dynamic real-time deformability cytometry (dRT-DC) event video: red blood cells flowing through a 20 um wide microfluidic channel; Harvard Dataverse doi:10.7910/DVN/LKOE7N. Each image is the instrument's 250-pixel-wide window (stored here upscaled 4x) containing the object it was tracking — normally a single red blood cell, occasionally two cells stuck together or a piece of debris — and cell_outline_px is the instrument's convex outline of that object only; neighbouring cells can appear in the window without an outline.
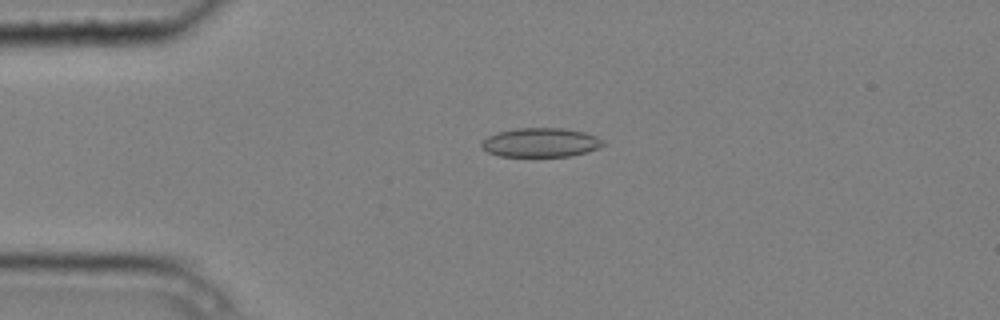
{"species": "common noctule bat (a hibernating species)", "species_latin": "Nyctalus noctula", "temperature_condition": "cold", "stored_images_in_passage": 5, "camera_frame_rate_fps": 3000, "um_per_image_px": 0.085, "animal": {"sex": "male", "body_mass_g": 20.4}, "frame": {"image": 1, "passage_image": 3, "time_ms": 0.667, "image_size_px": [1000, 320], "cell_outline_px": [[604, 144], [600, 148], [588, 152], [572, 156], [500, 156], [488, 152], [480, 144], [488, 136], [496, 132], [516, 128], [564, 128], [584, 132], [596, 136], [604, 140]], "centroid_in_image_um": [46.0, 12.11], "position_along_channel_um": 39.0, "area_um2": 20.69}}
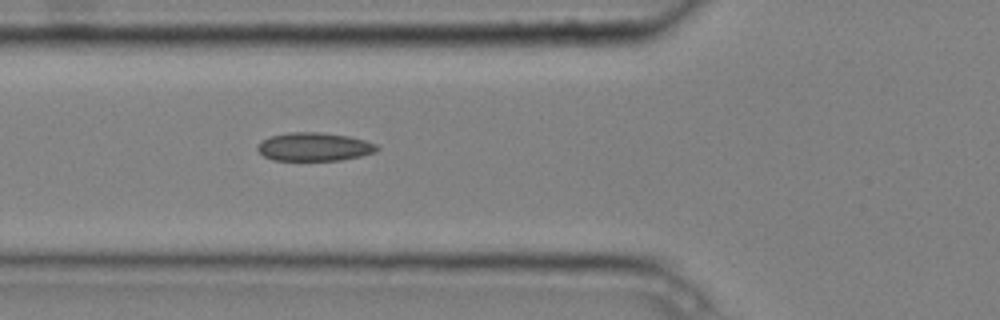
{"frame": {"image": 2, "passage_image": 5, "time_ms": 1.333, "image_size_px": [1000, 320], "cell_outline_px": [[380, 148], [376, 152], [360, 156], [340, 160], [272, 160], [264, 156], [256, 148], [256, 144], [260, 140], [272, 136], [288, 132], [320, 132], [348, 136], [364, 140], [376, 144]], "centroid_in_image_um": [26.68, 12.47], "position_along_channel_um": 99.1, "area_um2": 19.83}}